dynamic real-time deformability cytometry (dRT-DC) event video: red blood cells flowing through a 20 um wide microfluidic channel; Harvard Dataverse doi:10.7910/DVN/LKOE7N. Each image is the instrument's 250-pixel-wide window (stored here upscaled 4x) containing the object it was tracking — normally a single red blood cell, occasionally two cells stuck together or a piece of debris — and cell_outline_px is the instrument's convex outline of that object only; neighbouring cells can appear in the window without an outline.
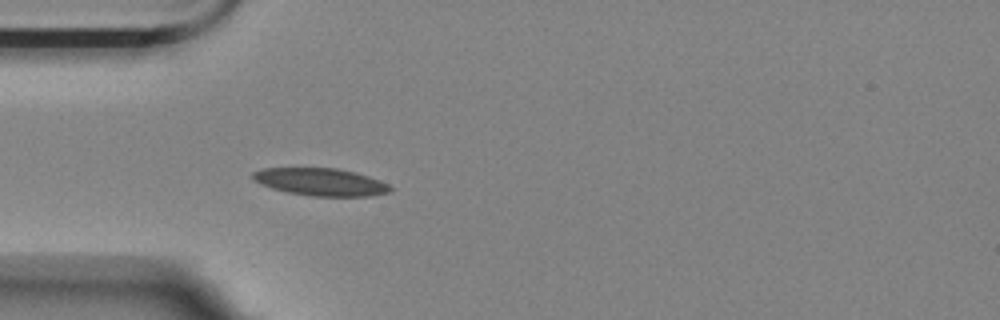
{"species": "Egyptian fruit bat (a non-hibernating species)", "species_latin": "Rousettus aegyptiacus", "temperature_condition": "room temperature", "stored_images_in_passage": 2, "camera_frame_rate_fps": 3000, "um_per_image_px": 0.085, "animal": {"sex": "female"}, "frame": {"image": 1, "passage_image": 2, "time_ms": 0.333, "image_size_px": [1000, 320], "cell_outline_px": [[392, 192], [372, 196], [312, 196], [288, 192], [272, 188], [260, 184], [252, 180], [252, 172], [264, 168], [336, 168], [368, 176], [380, 180], [388, 184], [392, 188]], "centroid_in_image_um": [27.26, 15.47], "position_along_channel_um": 57.7, "area_um2": 22.02}}